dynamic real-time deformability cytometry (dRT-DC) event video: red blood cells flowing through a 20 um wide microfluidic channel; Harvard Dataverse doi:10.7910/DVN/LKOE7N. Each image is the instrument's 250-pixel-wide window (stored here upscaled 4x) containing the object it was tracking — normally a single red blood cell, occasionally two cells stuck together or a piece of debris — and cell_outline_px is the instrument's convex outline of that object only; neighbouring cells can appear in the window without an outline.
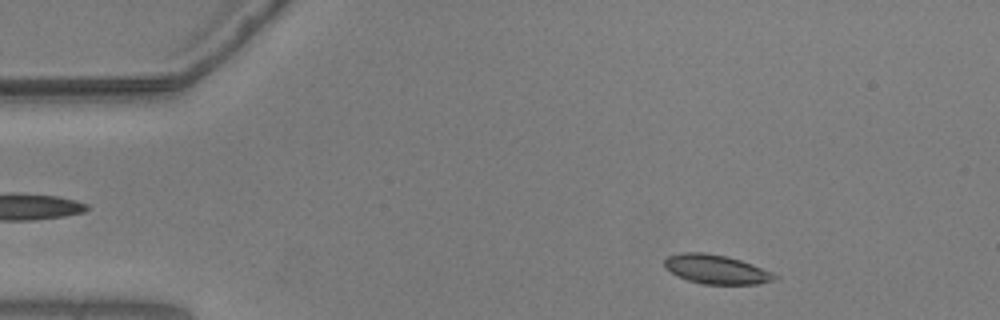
{"species": "common noctule bat (a hibernating species)", "species_latin": "Nyctalus noctula", "temperature_condition": "warm", "stored_images_in_passage": 16, "camera_frame_rate_fps": 3000, "um_per_image_px": 0.085, "animal": {"sex": "male", "body_mass_g": 20.5, "forearm_length_mm": 52.5}, "frame": {"image": 1, "passage_image": 6, "time_ms": 1.667, "image_size_px": [1000, 320], "cell_outline_px": [[780, 276], [772, 280], [760, 284], [700, 284], [676, 276], [664, 268], [664, 260], [668, 256], [680, 252], [704, 252], [728, 256], [752, 264], [772, 272]], "centroid_in_image_um": [60.84, 22.89], "position_along_channel_um": 24.2, "area_um2": 18.9}}
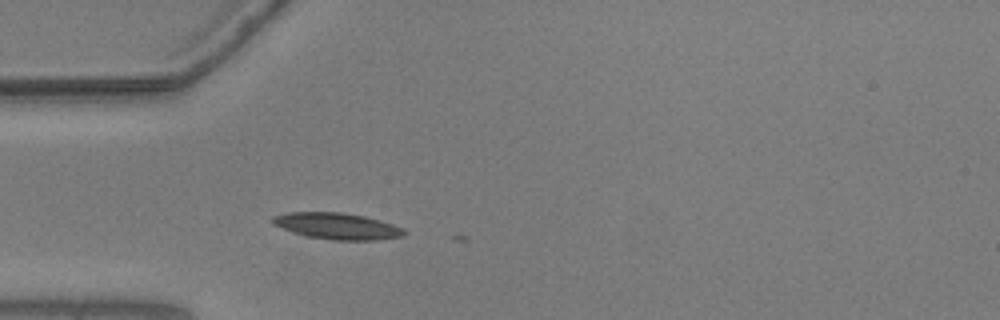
{"frame": {"image": 2, "passage_image": 14, "time_ms": 4.333, "image_size_px": [1000, 320], "cell_outline_px": [[408, 232], [404, 236], [376, 240], [332, 240], [304, 236], [292, 232], [272, 224], [272, 216], [288, 212], [340, 212], [364, 216], [380, 220], [392, 224]], "centroid_in_image_um": [28.63, 19.22], "position_along_channel_um": 56.4, "area_um2": 20.29}}